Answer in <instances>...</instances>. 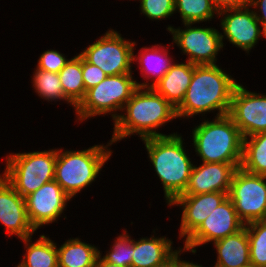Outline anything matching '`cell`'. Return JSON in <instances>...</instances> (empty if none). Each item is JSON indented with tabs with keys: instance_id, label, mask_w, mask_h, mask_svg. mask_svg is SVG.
<instances>
[{
	"instance_id": "obj_2",
	"label": "cell",
	"mask_w": 266,
	"mask_h": 267,
	"mask_svg": "<svg viewBox=\"0 0 266 267\" xmlns=\"http://www.w3.org/2000/svg\"><path fill=\"white\" fill-rule=\"evenodd\" d=\"M238 84L217 64L195 65L185 98L176 109L178 119H189L199 114L205 116L215 111L216 117L227 115Z\"/></svg>"
},
{
	"instance_id": "obj_18",
	"label": "cell",
	"mask_w": 266,
	"mask_h": 267,
	"mask_svg": "<svg viewBox=\"0 0 266 267\" xmlns=\"http://www.w3.org/2000/svg\"><path fill=\"white\" fill-rule=\"evenodd\" d=\"M169 46L155 44L149 47H142L138 55L133 53V62H138L141 76L146 82H136L140 88H153L154 85L164 76L175 62L169 56ZM168 49V50H167ZM149 81V82H148ZM152 81V82H150Z\"/></svg>"
},
{
	"instance_id": "obj_23",
	"label": "cell",
	"mask_w": 266,
	"mask_h": 267,
	"mask_svg": "<svg viewBox=\"0 0 266 267\" xmlns=\"http://www.w3.org/2000/svg\"><path fill=\"white\" fill-rule=\"evenodd\" d=\"M32 237L20 239L26 250L21 264L25 267H58L57 244L44 234L35 242H32Z\"/></svg>"
},
{
	"instance_id": "obj_30",
	"label": "cell",
	"mask_w": 266,
	"mask_h": 267,
	"mask_svg": "<svg viewBox=\"0 0 266 267\" xmlns=\"http://www.w3.org/2000/svg\"><path fill=\"white\" fill-rule=\"evenodd\" d=\"M140 12L150 20H167L175 14V0H138ZM165 18V19H164Z\"/></svg>"
},
{
	"instance_id": "obj_19",
	"label": "cell",
	"mask_w": 266,
	"mask_h": 267,
	"mask_svg": "<svg viewBox=\"0 0 266 267\" xmlns=\"http://www.w3.org/2000/svg\"><path fill=\"white\" fill-rule=\"evenodd\" d=\"M194 68L195 65L188 61L174 62L153 89L177 109L185 98Z\"/></svg>"
},
{
	"instance_id": "obj_32",
	"label": "cell",
	"mask_w": 266,
	"mask_h": 267,
	"mask_svg": "<svg viewBox=\"0 0 266 267\" xmlns=\"http://www.w3.org/2000/svg\"><path fill=\"white\" fill-rule=\"evenodd\" d=\"M107 76L108 75L98 66L90 64L82 57V77L85 86V94L87 90L98 85Z\"/></svg>"
},
{
	"instance_id": "obj_29",
	"label": "cell",
	"mask_w": 266,
	"mask_h": 267,
	"mask_svg": "<svg viewBox=\"0 0 266 267\" xmlns=\"http://www.w3.org/2000/svg\"><path fill=\"white\" fill-rule=\"evenodd\" d=\"M112 247L106 251V254L102 256L99 251L100 257L110 264H116L123 267H131L133 256V239L129 235L126 229L123 233L115 237Z\"/></svg>"
},
{
	"instance_id": "obj_16",
	"label": "cell",
	"mask_w": 266,
	"mask_h": 267,
	"mask_svg": "<svg viewBox=\"0 0 266 267\" xmlns=\"http://www.w3.org/2000/svg\"><path fill=\"white\" fill-rule=\"evenodd\" d=\"M0 223L5 226L8 237L24 239L35 233L30 224L22 197L0 174Z\"/></svg>"
},
{
	"instance_id": "obj_4",
	"label": "cell",
	"mask_w": 266,
	"mask_h": 267,
	"mask_svg": "<svg viewBox=\"0 0 266 267\" xmlns=\"http://www.w3.org/2000/svg\"><path fill=\"white\" fill-rule=\"evenodd\" d=\"M192 145L196 156L204 163L232 164L241 167L243 136L232 118L227 115L206 120L192 129Z\"/></svg>"
},
{
	"instance_id": "obj_7",
	"label": "cell",
	"mask_w": 266,
	"mask_h": 267,
	"mask_svg": "<svg viewBox=\"0 0 266 267\" xmlns=\"http://www.w3.org/2000/svg\"><path fill=\"white\" fill-rule=\"evenodd\" d=\"M57 149L9 153L1 175L22 196L26 197L43 184L54 180Z\"/></svg>"
},
{
	"instance_id": "obj_37",
	"label": "cell",
	"mask_w": 266,
	"mask_h": 267,
	"mask_svg": "<svg viewBox=\"0 0 266 267\" xmlns=\"http://www.w3.org/2000/svg\"><path fill=\"white\" fill-rule=\"evenodd\" d=\"M96 267H123L116 264H110L109 262L104 261L100 255L98 256Z\"/></svg>"
},
{
	"instance_id": "obj_6",
	"label": "cell",
	"mask_w": 266,
	"mask_h": 267,
	"mask_svg": "<svg viewBox=\"0 0 266 267\" xmlns=\"http://www.w3.org/2000/svg\"><path fill=\"white\" fill-rule=\"evenodd\" d=\"M133 73L108 75L98 85L86 91L84 99L76 107V122H83L95 116H112L113 123L120 116L125 104L138 88ZM121 112V113H118Z\"/></svg>"
},
{
	"instance_id": "obj_35",
	"label": "cell",
	"mask_w": 266,
	"mask_h": 267,
	"mask_svg": "<svg viewBox=\"0 0 266 267\" xmlns=\"http://www.w3.org/2000/svg\"><path fill=\"white\" fill-rule=\"evenodd\" d=\"M189 252V250L184 246V247H177V267H203L201 264H195L190 261L182 260L180 258L181 253ZM212 267V266H211Z\"/></svg>"
},
{
	"instance_id": "obj_33",
	"label": "cell",
	"mask_w": 266,
	"mask_h": 267,
	"mask_svg": "<svg viewBox=\"0 0 266 267\" xmlns=\"http://www.w3.org/2000/svg\"><path fill=\"white\" fill-rule=\"evenodd\" d=\"M249 5L254 8L255 16L266 33V0H250Z\"/></svg>"
},
{
	"instance_id": "obj_9",
	"label": "cell",
	"mask_w": 266,
	"mask_h": 267,
	"mask_svg": "<svg viewBox=\"0 0 266 267\" xmlns=\"http://www.w3.org/2000/svg\"><path fill=\"white\" fill-rule=\"evenodd\" d=\"M228 197L245 225L266 220V176L237 168L231 180Z\"/></svg>"
},
{
	"instance_id": "obj_31",
	"label": "cell",
	"mask_w": 266,
	"mask_h": 267,
	"mask_svg": "<svg viewBox=\"0 0 266 267\" xmlns=\"http://www.w3.org/2000/svg\"><path fill=\"white\" fill-rule=\"evenodd\" d=\"M39 57L36 68L55 73H59L70 60L69 58L67 59L64 54L53 49L44 51Z\"/></svg>"
},
{
	"instance_id": "obj_20",
	"label": "cell",
	"mask_w": 266,
	"mask_h": 267,
	"mask_svg": "<svg viewBox=\"0 0 266 267\" xmlns=\"http://www.w3.org/2000/svg\"><path fill=\"white\" fill-rule=\"evenodd\" d=\"M212 244L217 251V261L213 267H251L249 238L245 226Z\"/></svg>"
},
{
	"instance_id": "obj_14",
	"label": "cell",
	"mask_w": 266,
	"mask_h": 267,
	"mask_svg": "<svg viewBox=\"0 0 266 267\" xmlns=\"http://www.w3.org/2000/svg\"><path fill=\"white\" fill-rule=\"evenodd\" d=\"M24 198L29 222L36 231L44 225L57 223L71 201L55 180L43 184Z\"/></svg>"
},
{
	"instance_id": "obj_11",
	"label": "cell",
	"mask_w": 266,
	"mask_h": 267,
	"mask_svg": "<svg viewBox=\"0 0 266 267\" xmlns=\"http://www.w3.org/2000/svg\"><path fill=\"white\" fill-rule=\"evenodd\" d=\"M217 17H221L219 25L223 31L220 33L222 43L226 39L233 46L249 53L262 37L266 38L250 5L221 10Z\"/></svg>"
},
{
	"instance_id": "obj_26",
	"label": "cell",
	"mask_w": 266,
	"mask_h": 267,
	"mask_svg": "<svg viewBox=\"0 0 266 267\" xmlns=\"http://www.w3.org/2000/svg\"><path fill=\"white\" fill-rule=\"evenodd\" d=\"M32 87L38 96L45 101H66L74 109L76 107L65 97L59 74L55 72L35 68L33 73Z\"/></svg>"
},
{
	"instance_id": "obj_5",
	"label": "cell",
	"mask_w": 266,
	"mask_h": 267,
	"mask_svg": "<svg viewBox=\"0 0 266 267\" xmlns=\"http://www.w3.org/2000/svg\"><path fill=\"white\" fill-rule=\"evenodd\" d=\"M112 144L109 140L105 146L97 144L83 150L57 148L54 180L71 199L96 181L112 156Z\"/></svg>"
},
{
	"instance_id": "obj_25",
	"label": "cell",
	"mask_w": 266,
	"mask_h": 267,
	"mask_svg": "<svg viewBox=\"0 0 266 267\" xmlns=\"http://www.w3.org/2000/svg\"><path fill=\"white\" fill-rule=\"evenodd\" d=\"M241 168L251 174L266 176V132L243 138Z\"/></svg>"
},
{
	"instance_id": "obj_24",
	"label": "cell",
	"mask_w": 266,
	"mask_h": 267,
	"mask_svg": "<svg viewBox=\"0 0 266 267\" xmlns=\"http://www.w3.org/2000/svg\"><path fill=\"white\" fill-rule=\"evenodd\" d=\"M65 97L77 107L85 97L82 56L78 53L58 73Z\"/></svg>"
},
{
	"instance_id": "obj_8",
	"label": "cell",
	"mask_w": 266,
	"mask_h": 267,
	"mask_svg": "<svg viewBox=\"0 0 266 267\" xmlns=\"http://www.w3.org/2000/svg\"><path fill=\"white\" fill-rule=\"evenodd\" d=\"M110 28L94 43L85 47L80 55L90 64L98 66L107 75L132 73L135 40L130 41Z\"/></svg>"
},
{
	"instance_id": "obj_27",
	"label": "cell",
	"mask_w": 266,
	"mask_h": 267,
	"mask_svg": "<svg viewBox=\"0 0 266 267\" xmlns=\"http://www.w3.org/2000/svg\"><path fill=\"white\" fill-rule=\"evenodd\" d=\"M177 11L183 24L209 22L219 14L212 0H175V13Z\"/></svg>"
},
{
	"instance_id": "obj_13",
	"label": "cell",
	"mask_w": 266,
	"mask_h": 267,
	"mask_svg": "<svg viewBox=\"0 0 266 267\" xmlns=\"http://www.w3.org/2000/svg\"><path fill=\"white\" fill-rule=\"evenodd\" d=\"M228 115L243 138L266 132V94L251 92L239 83L233 92Z\"/></svg>"
},
{
	"instance_id": "obj_17",
	"label": "cell",
	"mask_w": 266,
	"mask_h": 267,
	"mask_svg": "<svg viewBox=\"0 0 266 267\" xmlns=\"http://www.w3.org/2000/svg\"><path fill=\"white\" fill-rule=\"evenodd\" d=\"M194 165L185 191L181 195L202 193H229L231 180L236 168L232 164L204 163Z\"/></svg>"
},
{
	"instance_id": "obj_36",
	"label": "cell",
	"mask_w": 266,
	"mask_h": 267,
	"mask_svg": "<svg viewBox=\"0 0 266 267\" xmlns=\"http://www.w3.org/2000/svg\"><path fill=\"white\" fill-rule=\"evenodd\" d=\"M154 267H177V249L163 262Z\"/></svg>"
},
{
	"instance_id": "obj_1",
	"label": "cell",
	"mask_w": 266,
	"mask_h": 267,
	"mask_svg": "<svg viewBox=\"0 0 266 267\" xmlns=\"http://www.w3.org/2000/svg\"><path fill=\"white\" fill-rule=\"evenodd\" d=\"M122 112L113 123V144L135 134L142 140L166 136L158 129L178 118L176 109L153 88L138 87Z\"/></svg>"
},
{
	"instance_id": "obj_12",
	"label": "cell",
	"mask_w": 266,
	"mask_h": 267,
	"mask_svg": "<svg viewBox=\"0 0 266 267\" xmlns=\"http://www.w3.org/2000/svg\"><path fill=\"white\" fill-rule=\"evenodd\" d=\"M244 226L233 202L227 197L183 243L190 253L195 254L196 248L234 234Z\"/></svg>"
},
{
	"instance_id": "obj_22",
	"label": "cell",
	"mask_w": 266,
	"mask_h": 267,
	"mask_svg": "<svg viewBox=\"0 0 266 267\" xmlns=\"http://www.w3.org/2000/svg\"><path fill=\"white\" fill-rule=\"evenodd\" d=\"M95 245L70 238L58 250V267H96L99 250Z\"/></svg>"
},
{
	"instance_id": "obj_28",
	"label": "cell",
	"mask_w": 266,
	"mask_h": 267,
	"mask_svg": "<svg viewBox=\"0 0 266 267\" xmlns=\"http://www.w3.org/2000/svg\"><path fill=\"white\" fill-rule=\"evenodd\" d=\"M249 238L251 267H266V220L245 225Z\"/></svg>"
},
{
	"instance_id": "obj_21",
	"label": "cell",
	"mask_w": 266,
	"mask_h": 267,
	"mask_svg": "<svg viewBox=\"0 0 266 267\" xmlns=\"http://www.w3.org/2000/svg\"><path fill=\"white\" fill-rule=\"evenodd\" d=\"M141 237L133 240L131 267H154L168 258L175 250L172 239L166 236Z\"/></svg>"
},
{
	"instance_id": "obj_15",
	"label": "cell",
	"mask_w": 266,
	"mask_h": 267,
	"mask_svg": "<svg viewBox=\"0 0 266 267\" xmlns=\"http://www.w3.org/2000/svg\"><path fill=\"white\" fill-rule=\"evenodd\" d=\"M228 197L227 193L211 192L197 195H179L169 205L182 209L179 239L186 240L200 224Z\"/></svg>"
},
{
	"instance_id": "obj_34",
	"label": "cell",
	"mask_w": 266,
	"mask_h": 267,
	"mask_svg": "<svg viewBox=\"0 0 266 267\" xmlns=\"http://www.w3.org/2000/svg\"><path fill=\"white\" fill-rule=\"evenodd\" d=\"M218 11L243 7L250 4V0H212Z\"/></svg>"
},
{
	"instance_id": "obj_10",
	"label": "cell",
	"mask_w": 266,
	"mask_h": 267,
	"mask_svg": "<svg viewBox=\"0 0 266 267\" xmlns=\"http://www.w3.org/2000/svg\"><path fill=\"white\" fill-rule=\"evenodd\" d=\"M184 29L174 28L172 25L166 27L173 36L172 43L182 50L181 53L188 55L186 61L194 65H214L217 63V54L224 46L221 32L214 27L194 26L192 23L182 24ZM198 27V28H197Z\"/></svg>"
},
{
	"instance_id": "obj_3",
	"label": "cell",
	"mask_w": 266,
	"mask_h": 267,
	"mask_svg": "<svg viewBox=\"0 0 266 267\" xmlns=\"http://www.w3.org/2000/svg\"><path fill=\"white\" fill-rule=\"evenodd\" d=\"M142 141L154 171L161 181L164 199L169 205L185 191L194 164L186 153L184 138L174 132Z\"/></svg>"
},
{
	"instance_id": "obj_38",
	"label": "cell",
	"mask_w": 266,
	"mask_h": 267,
	"mask_svg": "<svg viewBox=\"0 0 266 267\" xmlns=\"http://www.w3.org/2000/svg\"><path fill=\"white\" fill-rule=\"evenodd\" d=\"M15 267H25V266L23 264H21V263H18V265L15 266Z\"/></svg>"
}]
</instances>
